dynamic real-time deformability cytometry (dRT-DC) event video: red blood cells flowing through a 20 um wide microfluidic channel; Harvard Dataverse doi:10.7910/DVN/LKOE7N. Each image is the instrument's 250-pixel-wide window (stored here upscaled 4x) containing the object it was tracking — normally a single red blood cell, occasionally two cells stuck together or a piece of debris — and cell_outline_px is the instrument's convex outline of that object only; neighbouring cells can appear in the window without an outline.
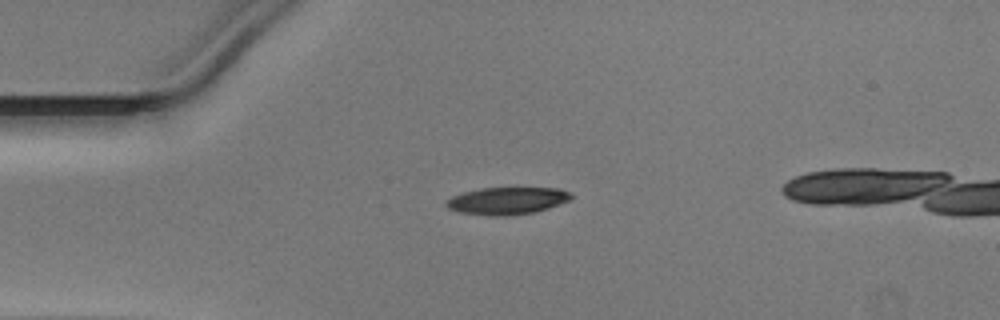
{"species": "Egyptian fruit bat (a non-hibernating species)", "species_latin": "Rousettus aegyptiacus", "temperature_condition": "warm", "stored_images_in_passage": 35, "camera_frame_rate_fps": 3000, "um_per_image_px": 0.085, "animal": {"sex": "male"}, "frame": {"image": 1, "passage_image": 1, "time_ms": 0.0, "image_size_px": [1000, 320], "cell_outline_px": [[572, 196], [568, 200], [548, 208], [536, 212], [508, 216], [492, 216], [460, 212], [448, 208], [444, 204], [444, 200], [452, 196], [464, 192], [480, 188], [560, 188], [568, 192]], "centroid_in_image_um": [43.05, 17.07], "position_along_channel_um": 41.9, "area_um2": 19.83}}
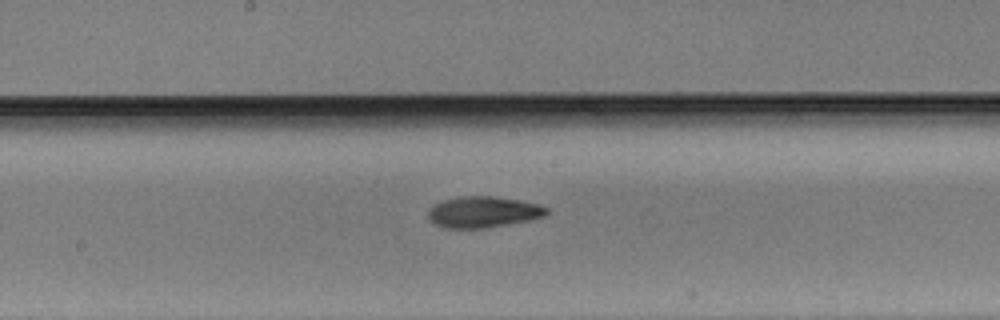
{"frame": {"image": 2, "passage_image": 15, "time_ms": 4.667, "image_size_px": [1000, 320], "cell_outline_px": [[548, 212], [544, 216], [528, 220], [488, 228], [444, 228], [428, 220], [428, 212], [436, 204], [444, 200], [460, 196], [492, 196], [520, 200], [540, 204], [548, 208]], "centroid_in_image_um": [41.09, 18.02], "position_along_channel_um": 207.1, "area_um2": 21.44}}
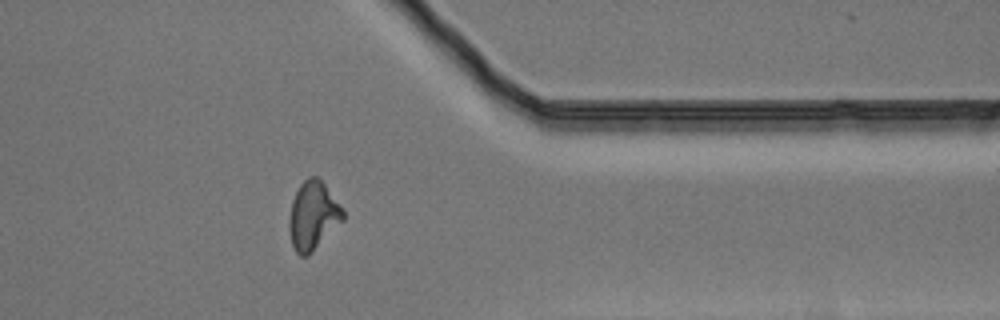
{"frame": {"image": 3, "passage_image": 29, "time_ms": 9.333, "image_size_px": [1000, 320], "cell_outline_px": [[344, 220], [308, 256], [300, 256], [296, 252], [292, 244], [288, 228], [288, 220], [292, 200], [300, 184], [308, 176], [316, 176], [324, 184], [344, 208]], "centroid_in_image_um": [26.61, 18.33], "position_along_channel_um": 384.8, "area_um2": 21.56}}